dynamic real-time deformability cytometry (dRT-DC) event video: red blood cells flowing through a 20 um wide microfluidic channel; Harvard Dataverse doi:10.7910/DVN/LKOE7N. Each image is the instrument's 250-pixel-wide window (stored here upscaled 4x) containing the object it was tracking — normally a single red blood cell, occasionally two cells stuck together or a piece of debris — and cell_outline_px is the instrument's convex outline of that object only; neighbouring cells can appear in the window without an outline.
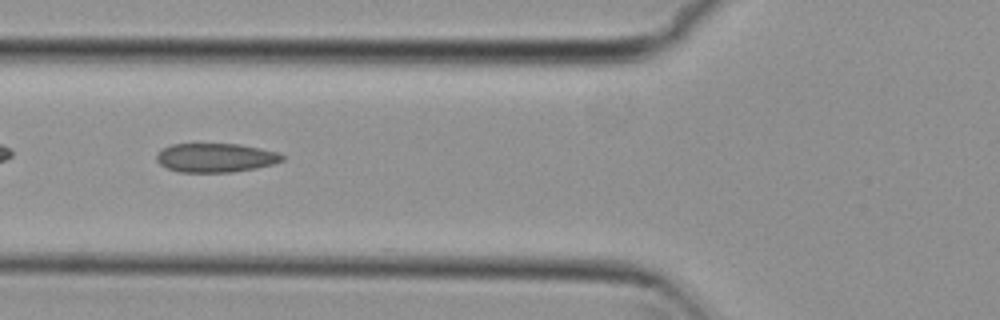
{"species": "common noctule bat (a hibernating species)", "species_latin": "Nyctalus noctula", "temperature_condition": "cold", "stored_images_in_passage": 3, "camera_frame_rate_fps": 3000, "um_per_image_px": 0.085, "animal": {"sex": "female", "body_mass_g": 29.2, "forearm_length_mm": 56.3}, "frame": {"image": 1, "passage_image": 2, "time_ms": 0.333, "image_size_px": [1000, 320], "cell_outline_px": [[284, 160], [272, 164], [256, 168], [232, 172], [180, 172], [168, 168], [160, 164], [156, 160], [156, 156], [164, 148], [172, 144], [240, 144], [280, 152], [284, 156]], "centroid_in_image_um": [18.37, 13.4], "position_along_channel_um": 107.4, "area_um2": 21.15}}
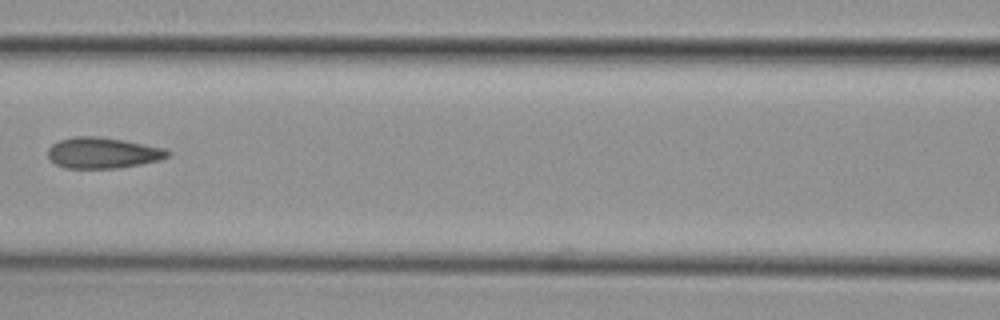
{"frame": {"image": 2, "passage_image": 3, "time_ms": 0.667, "image_size_px": [1000, 320], "cell_outline_px": [[172, 152], [168, 156], [160, 160], [120, 168], [64, 168], [56, 164], [48, 156], [48, 148], [52, 144], [60, 140], [76, 136], [96, 136], [124, 140], [164, 148]], "centroid_in_image_um": [8.74, 12.99], "position_along_channel_um": 157.9, "area_um2": 21.56}}